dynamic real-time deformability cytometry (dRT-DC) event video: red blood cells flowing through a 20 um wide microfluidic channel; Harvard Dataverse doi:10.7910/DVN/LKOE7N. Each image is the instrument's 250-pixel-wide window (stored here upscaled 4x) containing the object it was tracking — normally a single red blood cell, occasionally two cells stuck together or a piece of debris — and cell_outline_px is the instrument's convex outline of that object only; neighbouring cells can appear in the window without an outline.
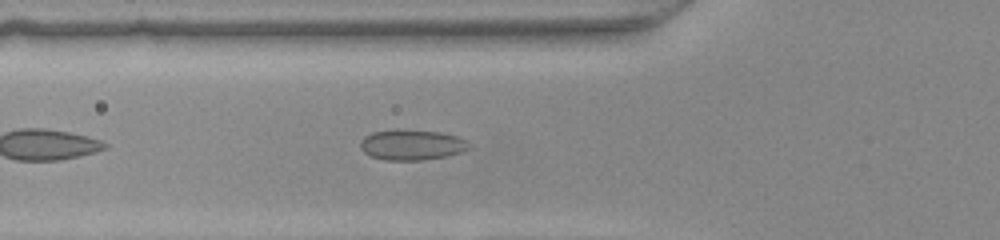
{"species": "common noctule bat (a hibernating species)", "species_latin": "Nyctalus noctula", "temperature_condition": "warm", "stored_images_in_passage": 33, "camera_frame_rate_fps": 3000, "um_per_image_px": 0.085, "animal": {"sex": "female", "body_mass_g": 22.0, "forearm_length_mm": 56.7}, "frame": {"image": 1, "passage_image": 7, "time_ms": 2.0, "image_size_px": [1000, 240], "cell_outline_px": [[472, 148], [460, 152], [444, 156], [420, 160], [384, 160], [372, 156], [364, 152], [360, 148], [360, 140], [364, 136], [372, 132], [396, 128], [440, 132], [456, 136], [468, 140], [472, 144]], "centroid_in_image_um": [35.0, 12.29], "position_along_channel_um": 90.8, "area_um2": 19.59}}
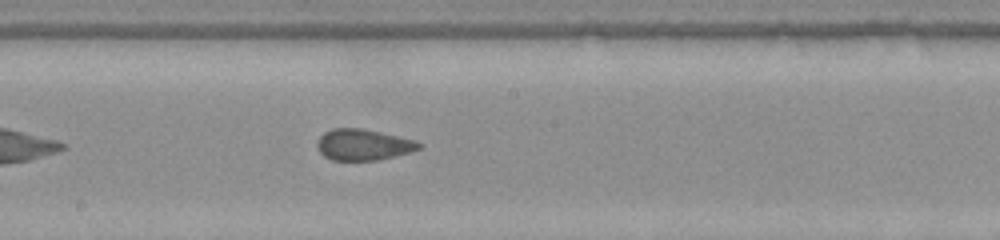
{"frame": {"image": 2, "passage_image": 16, "time_ms": 5.0, "image_size_px": [1000, 240], "cell_outline_px": [[424, 144], [420, 148], [412, 152], [380, 160], [332, 160], [324, 156], [320, 152], [316, 144], [316, 140], [324, 132], [332, 128], [364, 128], [416, 140]], "centroid_in_image_um": [30.9, 12.29], "position_along_channel_um": 217.3, "area_um2": 18.79}}
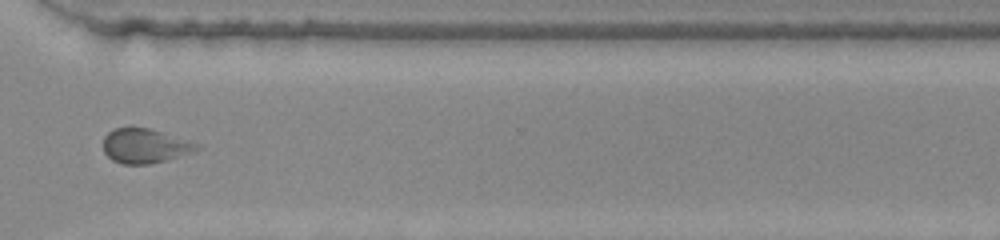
{"frame": {"image": 3, "passage_image": 26, "time_ms": 8.333, "image_size_px": [1000, 240], "cell_outline_px": [[204, 148], [168, 160], [148, 164], [120, 164], [112, 160], [104, 152], [104, 136], [108, 132], [116, 128], [148, 128], [200, 144]], "centroid_in_image_um": [12.33, 12.42], "position_along_channel_um": 358.3, "area_um2": 18.73}}